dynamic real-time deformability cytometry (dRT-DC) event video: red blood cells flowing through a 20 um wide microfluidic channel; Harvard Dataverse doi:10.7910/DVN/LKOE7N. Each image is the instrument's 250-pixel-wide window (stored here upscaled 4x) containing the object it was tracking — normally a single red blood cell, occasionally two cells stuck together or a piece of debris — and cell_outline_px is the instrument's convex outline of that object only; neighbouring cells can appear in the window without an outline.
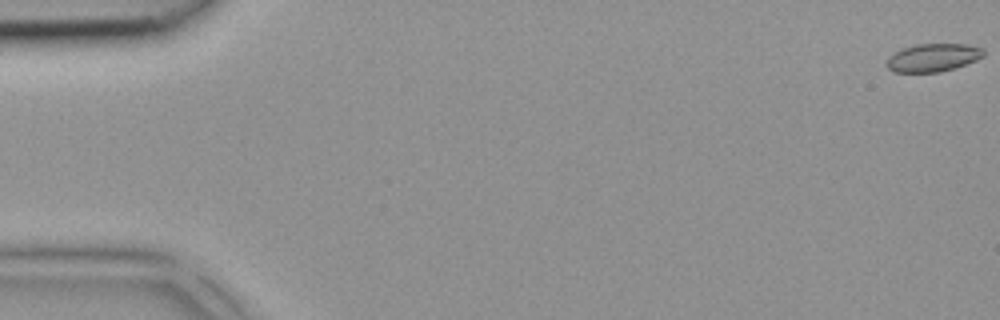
{"species": "common noctule bat (a hibernating species)", "species_latin": "Nyctalus noctula", "temperature_condition": "room temperature", "stored_images_in_passage": 4, "camera_frame_rate_fps": 3000, "um_per_image_px": 0.085, "animal": {"sex": "female", "body_mass_g": 18.4}, "frame": {"image": 1, "passage_image": 1, "time_ms": 0.0, "image_size_px": [1000, 320], "cell_outline_px": [[984, 56], [976, 60], [956, 68], [940, 72], [892, 72], [884, 64], [888, 56], [892, 52], [916, 44], [968, 44], [984, 48]], "centroid_in_image_um": [79.28, 4.9], "position_along_channel_um": 5.7, "area_um2": 16.13}}
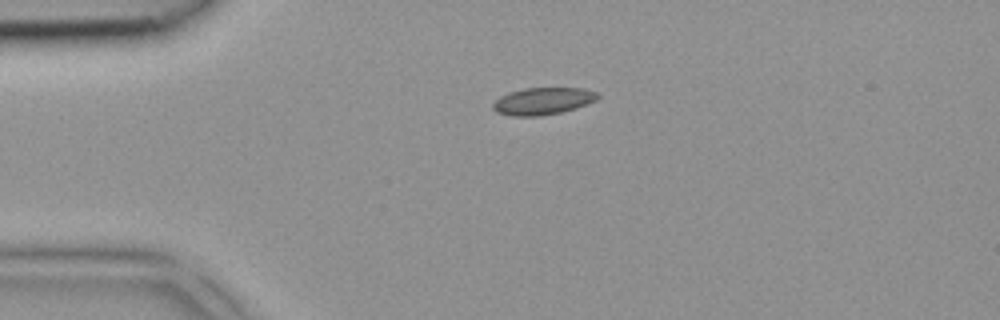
{"frame": {"image": 2, "passage_image": 4, "time_ms": 1.0, "image_size_px": [1000, 320], "cell_outline_px": [[600, 96], [596, 100], [576, 108], [560, 112], [540, 116], [512, 116], [496, 112], [492, 108], [492, 104], [500, 96], [508, 92], [524, 88], [584, 88], [596, 92]], "centroid_in_image_um": [46.12, 8.59], "position_along_channel_um": 38.9, "area_um2": 16.59}}